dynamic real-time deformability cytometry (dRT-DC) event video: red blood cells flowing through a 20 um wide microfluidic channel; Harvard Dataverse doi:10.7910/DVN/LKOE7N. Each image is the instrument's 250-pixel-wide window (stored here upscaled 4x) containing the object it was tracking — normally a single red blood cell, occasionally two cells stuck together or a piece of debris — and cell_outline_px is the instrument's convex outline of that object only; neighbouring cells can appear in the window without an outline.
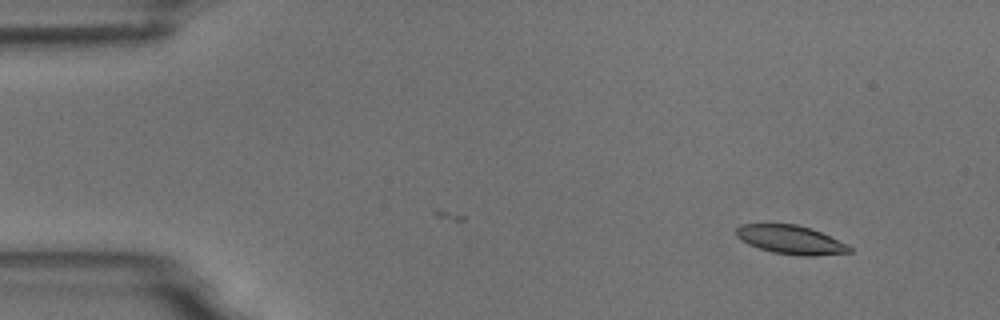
{"species": "common noctule bat (a hibernating species)", "species_latin": "Nyctalus noctula", "temperature_condition": "room temperature", "stored_images_in_passage": 3, "camera_frame_rate_fps": 3000, "um_per_image_px": 0.085, "animal": {"sex": "male", "body_mass_g": 18.8}, "frame": {"image": 1, "passage_image": 3, "time_ms": 2.333, "image_size_px": [1000, 320], "cell_outline_px": [[852, 252], [816, 256], [800, 256], [772, 252], [748, 244], [740, 240], [736, 236], [736, 228], [740, 224], [796, 224], [812, 228], [848, 244], [852, 248]], "centroid_in_image_um": [67.23, 20.38], "position_along_channel_um": 17.8, "area_um2": 19.13}}